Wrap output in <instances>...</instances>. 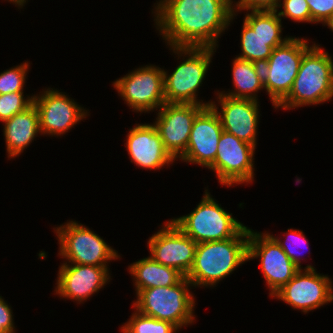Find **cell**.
Returning a JSON list of instances; mask_svg holds the SVG:
<instances>
[{
	"label": "cell",
	"instance_id": "cell-1",
	"mask_svg": "<svg viewBox=\"0 0 333 333\" xmlns=\"http://www.w3.org/2000/svg\"><path fill=\"white\" fill-rule=\"evenodd\" d=\"M154 25L166 46L214 47L237 14L233 0H156Z\"/></svg>",
	"mask_w": 333,
	"mask_h": 333
},
{
	"label": "cell",
	"instance_id": "cell-2",
	"mask_svg": "<svg viewBox=\"0 0 333 333\" xmlns=\"http://www.w3.org/2000/svg\"><path fill=\"white\" fill-rule=\"evenodd\" d=\"M248 239L249 227L246 226L234 238L197 244L193 266L186 276L193 288L214 289L248 262Z\"/></svg>",
	"mask_w": 333,
	"mask_h": 333
},
{
	"label": "cell",
	"instance_id": "cell-3",
	"mask_svg": "<svg viewBox=\"0 0 333 333\" xmlns=\"http://www.w3.org/2000/svg\"><path fill=\"white\" fill-rule=\"evenodd\" d=\"M324 49L315 42L304 53L289 94L275 110H293L332 101L333 59Z\"/></svg>",
	"mask_w": 333,
	"mask_h": 333
},
{
	"label": "cell",
	"instance_id": "cell-4",
	"mask_svg": "<svg viewBox=\"0 0 333 333\" xmlns=\"http://www.w3.org/2000/svg\"><path fill=\"white\" fill-rule=\"evenodd\" d=\"M166 48H169L172 55H176L174 58L178 57L177 60H180L171 73L163 68L166 103L210 106L212 99L208 102L200 100L198 93L217 48L172 46Z\"/></svg>",
	"mask_w": 333,
	"mask_h": 333
},
{
	"label": "cell",
	"instance_id": "cell-5",
	"mask_svg": "<svg viewBox=\"0 0 333 333\" xmlns=\"http://www.w3.org/2000/svg\"><path fill=\"white\" fill-rule=\"evenodd\" d=\"M191 289H194L192 283L184 277L173 286L140 290L131 306L143 315L170 322L180 330L196 321V300Z\"/></svg>",
	"mask_w": 333,
	"mask_h": 333
},
{
	"label": "cell",
	"instance_id": "cell-6",
	"mask_svg": "<svg viewBox=\"0 0 333 333\" xmlns=\"http://www.w3.org/2000/svg\"><path fill=\"white\" fill-rule=\"evenodd\" d=\"M204 189L196 208L171 220L197 244L236 237L246 226L217 203L208 187Z\"/></svg>",
	"mask_w": 333,
	"mask_h": 333
},
{
	"label": "cell",
	"instance_id": "cell-7",
	"mask_svg": "<svg viewBox=\"0 0 333 333\" xmlns=\"http://www.w3.org/2000/svg\"><path fill=\"white\" fill-rule=\"evenodd\" d=\"M53 232L59 245L57 255L65 259L63 263L105 266L110 271V261L121 259L103 237L76 220H67L54 227Z\"/></svg>",
	"mask_w": 333,
	"mask_h": 333
},
{
	"label": "cell",
	"instance_id": "cell-8",
	"mask_svg": "<svg viewBox=\"0 0 333 333\" xmlns=\"http://www.w3.org/2000/svg\"><path fill=\"white\" fill-rule=\"evenodd\" d=\"M314 43H309L304 37L291 36L284 44L274 48L268 60L261 65L263 86L273 108L289 94L302 57Z\"/></svg>",
	"mask_w": 333,
	"mask_h": 333
},
{
	"label": "cell",
	"instance_id": "cell-9",
	"mask_svg": "<svg viewBox=\"0 0 333 333\" xmlns=\"http://www.w3.org/2000/svg\"><path fill=\"white\" fill-rule=\"evenodd\" d=\"M241 28L240 49L236 57L257 64H264L277 46L284 44L291 36L282 34V20L273 11L244 12Z\"/></svg>",
	"mask_w": 333,
	"mask_h": 333
},
{
	"label": "cell",
	"instance_id": "cell-10",
	"mask_svg": "<svg viewBox=\"0 0 333 333\" xmlns=\"http://www.w3.org/2000/svg\"><path fill=\"white\" fill-rule=\"evenodd\" d=\"M112 83L132 112H155L166 103L163 68L154 64L139 66Z\"/></svg>",
	"mask_w": 333,
	"mask_h": 333
},
{
	"label": "cell",
	"instance_id": "cell-11",
	"mask_svg": "<svg viewBox=\"0 0 333 333\" xmlns=\"http://www.w3.org/2000/svg\"><path fill=\"white\" fill-rule=\"evenodd\" d=\"M310 263L300 269L271 298L289 305L304 314L333 302V281L328 274H320Z\"/></svg>",
	"mask_w": 333,
	"mask_h": 333
},
{
	"label": "cell",
	"instance_id": "cell-12",
	"mask_svg": "<svg viewBox=\"0 0 333 333\" xmlns=\"http://www.w3.org/2000/svg\"><path fill=\"white\" fill-rule=\"evenodd\" d=\"M256 147L223 130L215 161L207 168L222 186L251 185L255 179Z\"/></svg>",
	"mask_w": 333,
	"mask_h": 333
},
{
	"label": "cell",
	"instance_id": "cell-13",
	"mask_svg": "<svg viewBox=\"0 0 333 333\" xmlns=\"http://www.w3.org/2000/svg\"><path fill=\"white\" fill-rule=\"evenodd\" d=\"M33 103L39 114L41 136L61 137L90 116V111L66 92L51 87L35 93Z\"/></svg>",
	"mask_w": 333,
	"mask_h": 333
},
{
	"label": "cell",
	"instance_id": "cell-14",
	"mask_svg": "<svg viewBox=\"0 0 333 333\" xmlns=\"http://www.w3.org/2000/svg\"><path fill=\"white\" fill-rule=\"evenodd\" d=\"M259 258L269 297H272L300 270L278 245L270 232L249 228L248 261Z\"/></svg>",
	"mask_w": 333,
	"mask_h": 333
},
{
	"label": "cell",
	"instance_id": "cell-15",
	"mask_svg": "<svg viewBox=\"0 0 333 333\" xmlns=\"http://www.w3.org/2000/svg\"><path fill=\"white\" fill-rule=\"evenodd\" d=\"M160 226L147 241L150 256L162 265L177 269L186 277L194 263L197 243L171 219Z\"/></svg>",
	"mask_w": 333,
	"mask_h": 333
},
{
	"label": "cell",
	"instance_id": "cell-16",
	"mask_svg": "<svg viewBox=\"0 0 333 333\" xmlns=\"http://www.w3.org/2000/svg\"><path fill=\"white\" fill-rule=\"evenodd\" d=\"M205 107L198 104L165 103L152 123L165 149L176 160L185 153L196 115Z\"/></svg>",
	"mask_w": 333,
	"mask_h": 333
},
{
	"label": "cell",
	"instance_id": "cell-17",
	"mask_svg": "<svg viewBox=\"0 0 333 333\" xmlns=\"http://www.w3.org/2000/svg\"><path fill=\"white\" fill-rule=\"evenodd\" d=\"M112 274L105 266L61 263L57 273L54 295L60 299L84 304L109 284Z\"/></svg>",
	"mask_w": 333,
	"mask_h": 333
},
{
	"label": "cell",
	"instance_id": "cell-18",
	"mask_svg": "<svg viewBox=\"0 0 333 333\" xmlns=\"http://www.w3.org/2000/svg\"><path fill=\"white\" fill-rule=\"evenodd\" d=\"M215 94L217 102L212 100L210 106L217 113L223 130L257 147L260 103L251 99L232 98L216 91Z\"/></svg>",
	"mask_w": 333,
	"mask_h": 333
},
{
	"label": "cell",
	"instance_id": "cell-19",
	"mask_svg": "<svg viewBox=\"0 0 333 333\" xmlns=\"http://www.w3.org/2000/svg\"><path fill=\"white\" fill-rule=\"evenodd\" d=\"M222 132L217 113L211 106H205L193 121L187 149L179 161L207 169L215 161Z\"/></svg>",
	"mask_w": 333,
	"mask_h": 333
},
{
	"label": "cell",
	"instance_id": "cell-20",
	"mask_svg": "<svg viewBox=\"0 0 333 333\" xmlns=\"http://www.w3.org/2000/svg\"><path fill=\"white\" fill-rule=\"evenodd\" d=\"M125 148L131 163L136 167L161 170L173 166L176 160L165 149L163 141L155 126L149 123H135L128 129Z\"/></svg>",
	"mask_w": 333,
	"mask_h": 333
},
{
	"label": "cell",
	"instance_id": "cell-21",
	"mask_svg": "<svg viewBox=\"0 0 333 333\" xmlns=\"http://www.w3.org/2000/svg\"><path fill=\"white\" fill-rule=\"evenodd\" d=\"M8 160L15 159L34 142L40 133L39 114L34 103L2 124Z\"/></svg>",
	"mask_w": 333,
	"mask_h": 333
},
{
	"label": "cell",
	"instance_id": "cell-22",
	"mask_svg": "<svg viewBox=\"0 0 333 333\" xmlns=\"http://www.w3.org/2000/svg\"><path fill=\"white\" fill-rule=\"evenodd\" d=\"M127 267L133 279L135 295L142 289L176 285L185 277L177 269L158 263L150 255Z\"/></svg>",
	"mask_w": 333,
	"mask_h": 333
},
{
	"label": "cell",
	"instance_id": "cell-23",
	"mask_svg": "<svg viewBox=\"0 0 333 333\" xmlns=\"http://www.w3.org/2000/svg\"><path fill=\"white\" fill-rule=\"evenodd\" d=\"M233 89L216 90L218 93L232 97L259 101L258 93L264 91L263 71L260 64L234 57L232 59Z\"/></svg>",
	"mask_w": 333,
	"mask_h": 333
},
{
	"label": "cell",
	"instance_id": "cell-24",
	"mask_svg": "<svg viewBox=\"0 0 333 333\" xmlns=\"http://www.w3.org/2000/svg\"><path fill=\"white\" fill-rule=\"evenodd\" d=\"M134 312L129 316L123 325H121L122 333H177L180 331L170 322L158 320L139 313L133 307Z\"/></svg>",
	"mask_w": 333,
	"mask_h": 333
},
{
	"label": "cell",
	"instance_id": "cell-25",
	"mask_svg": "<svg viewBox=\"0 0 333 333\" xmlns=\"http://www.w3.org/2000/svg\"><path fill=\"white\" fill-rule=\"evenodd\" d=\"M282 233L284 237L286 236V240H283L284 237H278L273 234L270 235L276 240L278 245L284 250L287 256L292 260V262L300 269H303L301 263L304 260L303 258H301V254L299 253V251L302 248L304 249L305 247L307 249L309 248V240H307V238L305 237L303 230L288 228L287 232L284 231Z\"/></svg>",
	"mask_w": 333,
	"mask_h": 333
},
{
	"label": "cell",
	"instance_id": "cell-26",
	"mask_svg": "<svg viewBox=\"0 0 333 333\" xmlns=\"http://www.w3.org/2000/svg\"><path fill=\"white\" fill-rule=\"evenodd\" d=\"M30 61H23L20 65L10 67L0 73V94L24 91Z\"/></svg>",
	"mask_w": 333,
	"mask_h": 333
},
{
	"label": "cell",
	"instance_id": "cell-27",
	"mask_svg": "<svg viewBox=\"0 0 333 333\" xmlns=\"http://www.w3.org/2000/svg\"><path fill=\"white\" fill-rule=\"evenodd\" d=\"M34 95H24V91L0 94V122L12 118L33 103Z\"/></svg>",
	"mask_w": 333,
	"mask_h": 333
},
{
	"label": "cell",
	"instance_id": "cell-28",
	"mask_svg": "<svg viewBox=\"0 0 333 333\" xmlns=\"http://www.w3.org/2000/svg\"><path fill=\"white\" fill-rule=\"evenodd\" d=\"M275 11L281 20L290 19L295 23L311 24L309 5L306 0H280Z\"/></svg>",
	"mask_w": 333,
	"mask_h": 333
},
{
	"label": "cell",
	"instance_id": "cell-29",
	"mask_svg": "<svg viewBox=\"0 0 333 333\" xmlns=\"http://www.w3.org/2000/svg\"><path fill=\"white\" fill-rule=\"evenodd\" d=\"M280 0H233V12L241 14L243 11H273L276 10Z\"/></svg>",
	"mask_w": 333,
	"mask_h": 333
},
{
	"label": "cell",
	"instance_id": "cell-30",
	"mask_svg": "<svg viewBox=\"0 0 333 333\" xmlns=\"http://www.w3.org/2000/svg\"><path fill=\"white\" fill-rule=\"evenodd\" d=\"M309 5L311 24H322L333 13V0H306Z\"/></svg>",
	"mask_w": 333,
	"mask_h": 333
},
{
	"label": "cell",
	"instance_id": "cell-31",
	"mask_svg": "<svg viewBox=\"0 0 333 333\" xmlns=\"http://www.w3.org/2000/svg\"><path fill=\"white\" fill-rule=\"evenodd\" d=\"M11 305L0 296V333H16Z\"/></svg>",
	"mask_w": 333,
	"mask_h": 333
},
{
	"label": "cell",
	"instance_id": "cell-32",
	"mask_svg": "<svg viewBox=\"0 0 333 333\" xmlns=\"http://www.w3.org/2000/svg\"><path fill=\"white\" fill-rule=\"evenodd\" d=\"M10 2V4L15 5L19 10L23 9L25 5L29 2L28 0H4Z\"/></svg>",
	"mask_w": 333,
	"mask_h": 333
},
{
	"label": "cell",
	"instance_id": "cell-33",
	"mask_svg": "<svg viewBox=\"0 0 333 333\" xmlns=\"http://www.w3.org/2000/svg\"><path fill=\"white\" fill-rule=\"evenodd\" d=\"M322 26H327V28L330 29V31L333 32V13L330 15V17L323 23Z\"/></svg>",
	"mask_w": 333,
	"mask_h": 333
}]
</instances>
